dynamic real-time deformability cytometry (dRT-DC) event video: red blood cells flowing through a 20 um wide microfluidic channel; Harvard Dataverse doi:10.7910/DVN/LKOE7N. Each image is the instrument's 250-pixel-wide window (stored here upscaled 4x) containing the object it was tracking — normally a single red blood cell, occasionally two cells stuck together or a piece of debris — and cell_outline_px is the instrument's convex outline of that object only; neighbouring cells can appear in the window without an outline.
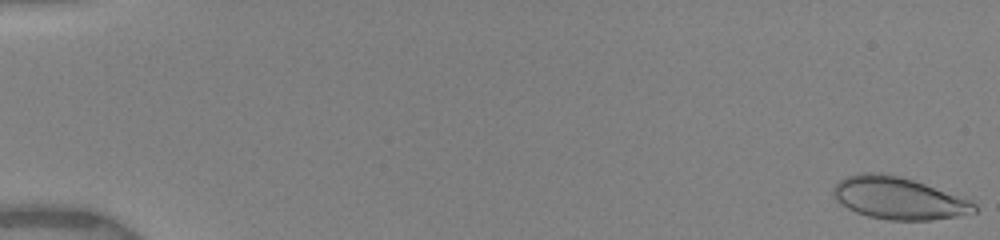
{"species": "human", "species_latin": "Homo sapiens", "temperature_condition": "warm", "stored_images_in_passage": 13, "camera_frame_rate_fps": 3000, "um_per_image_px": 0.085, "donor": {"sex": "female"}, "frame": {"image": 1, "passage_image": 1, "time_ms": 0.0, "image_size_px": [1000, 240], "cell_outline_px": [[976, 212], [956, 216], [932, 220], [888, 220], [868, 216], [856, 212], [840, 204], [832, 196], [832, 188], [840, 180], [848, 176], [860, 172], [880, 172], [900, 176], [968, 196], [976, 204]], "centroid_in_image_um": [76.42, 16.83], "position_along_channel_um": 8.6, "area_um2": 35.37}}